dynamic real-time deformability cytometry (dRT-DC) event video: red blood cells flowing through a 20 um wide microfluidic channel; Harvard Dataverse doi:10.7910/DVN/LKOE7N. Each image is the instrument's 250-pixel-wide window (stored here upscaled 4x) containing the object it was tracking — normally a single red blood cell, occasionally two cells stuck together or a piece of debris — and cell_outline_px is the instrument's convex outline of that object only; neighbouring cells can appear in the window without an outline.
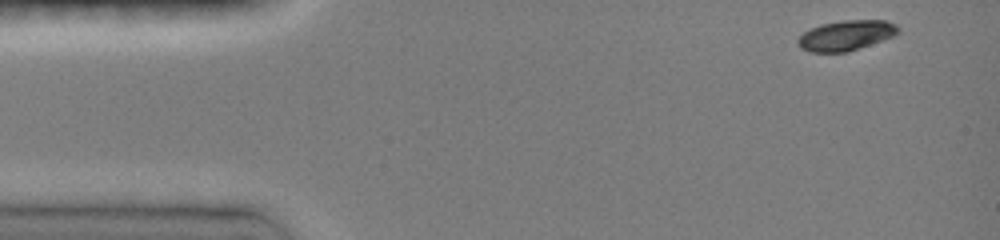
{"species": "common noctule bat (a hibernating species)", "species_latin": "Nyctalus noctula", "temperature_condition": "room temperature", "stored_images_in_passage": 10, "camera_frame_rate_fps": 3000, "um_per_image_px": 0.085, "animal": {"sex": "female", "body_mass_g": 19.0, "forearm_length_mm": 51.5}, "frame": {"image": 1, "passage_image": 1, "time_ms": 0.0, "image_size_px": [1000, 240], "cell_outline_px": [[900, 32], [892, 36], [848, 52], [808, 52], [800, 48], [796, 40], [804, 32], [820, 24], [844, 20], [884, 20], [896, 24], [900, 28]], "centroid_in_image_um": [71.9, 3.01], "position_along_channel_um": 13.1, "area_um2": 17.57}}
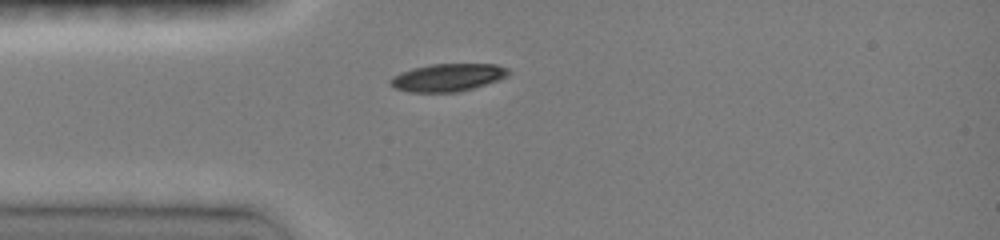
{"frame": {"image": 2, "passage_image": 6, "time_ms": 3.0, "image_size_px": [1000, 240], "cell_outline_px": [[512, 72], [508, 76], [500, 80], [460, 92], [408, 92], [396, 88], [388, 84], [388, 80], [392, 76], [400, 72], [412, 68], [432, 64], [496, 64], [508, 68]], "centroid_in_image_um": [38.07, 6.59], "position_along_channel_um": 46.9, "area_um2": 19.36}}